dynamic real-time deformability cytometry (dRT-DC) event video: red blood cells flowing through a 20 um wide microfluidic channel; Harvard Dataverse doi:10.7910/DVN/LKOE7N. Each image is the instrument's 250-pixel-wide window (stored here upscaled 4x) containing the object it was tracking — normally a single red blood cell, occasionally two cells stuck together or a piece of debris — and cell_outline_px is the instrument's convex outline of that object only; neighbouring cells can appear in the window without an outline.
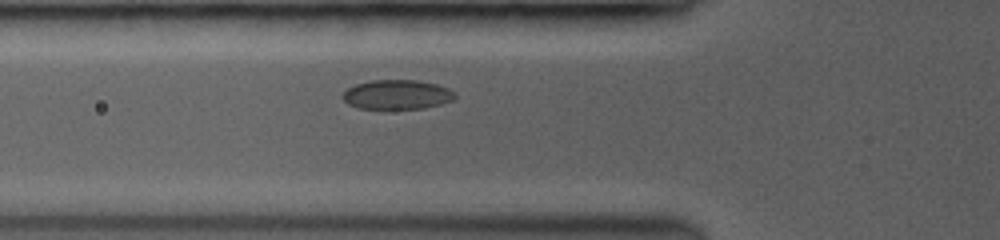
{"species": "common noctule bat (a hibernating species)", "species_latin": "Nyctalus noctula", "temperature_condition": "room temperature", "stored_images_in_passage": 23, "camera_frame_rate_fps": 3500, "um_per_image_px": 0.085, "animal": {"sex": "female", "body_mass_g": 19.0, "forearm_length_mm": 53.3}, "frame": {"image": 1, "passage_image": 4, "time_ms": 1.429, "image_size_px": [1000, 240], "cell_outline_px": [[456, 96], [452, 100], [440, 104], [420, 108], [360, 108], [348, 104], [344, 100], [344, 92], [348, 88], [356, 84], [372, 80], [416, 80], [436, 84], [448, 88]], "centroid_in_image_um": [33.74, 8.03], "position_along_channel_um": 92.1, "area_um2": 18.84}}
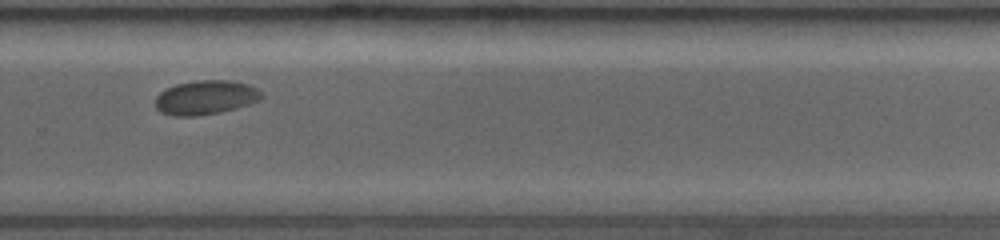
{"frame": {"image": 2, "passage_image": 16, "time_ms": 7.143, "image_size_px": [1000, 240], "cell_outline_px": [[264, 96], [260, 100], [236, 108], [220, 112], [196, 116], [172, 116], [160, 112], [156, 108], [156, 96], [160, 92], [176, 84], [200, 80], [224, 80], [248, 84], [256, 88]], "centroid_in_image_um": [17.46, 8.29], "position_along_channel_um": 312.3, "area_um2": 21.04}}
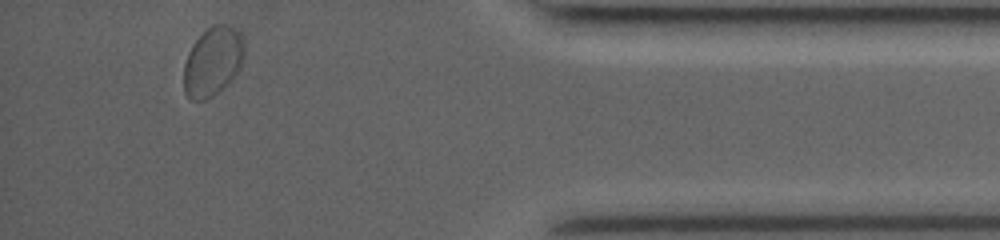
{"frame": {"image": 3, "passage_image": 22, "time_ms": 10.571, "image_size_px": [1000, 240], "cell_outline_px": [[244, 60], [240, 68], [232, 80], [220, 92], [208, 100], [192, 100], [184, 92], [184, 64], [188, 52], [192, 44], [208, 28], [216, 24], [224, 24], [240, 32], [244, 44]], "centroid_in_image_um": [18.1, 5.27], "position_along_channel_um": 417.1, "area_um2": 24.57}}